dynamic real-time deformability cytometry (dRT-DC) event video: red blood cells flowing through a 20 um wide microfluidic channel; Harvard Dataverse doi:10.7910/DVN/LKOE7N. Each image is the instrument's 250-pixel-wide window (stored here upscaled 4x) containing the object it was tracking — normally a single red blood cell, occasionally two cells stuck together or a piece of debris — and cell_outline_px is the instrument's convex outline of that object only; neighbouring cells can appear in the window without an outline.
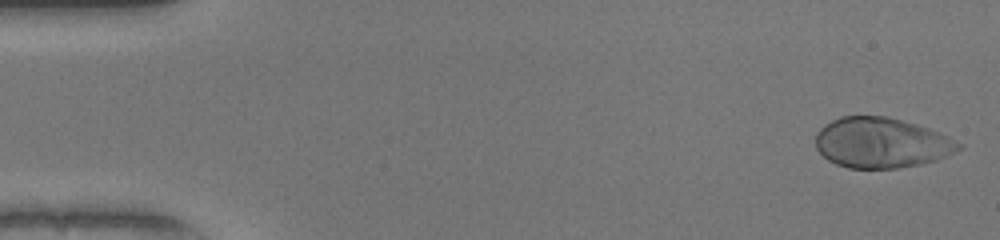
{"species": "human", "species_latin": "Homo sapiens", "temperature_condition": "warm", "stored_images_in_passage": 50, "camera_frame_rate_fps": 3000, "um_per_image_px": 0.085, "donor": {"sex": "female"}, "frame": {"image": 1, "passage_image": 1, "time_ms": 0.0, "image_size_px": [1000, 240], "cell_outline_px": [[960, 148], [948, 156], [936, 160], [920, 164], [900, 168], [848, 168], [836, 164], [828, 160], [816, 148], [816, 132], [824, 124], [840, 116], [888, 116], [916, 124], [928, 128], [948, 136], [960, 144]], "centroid_in_image_um": [74.89, 12.13], "position_along_channel_um": 10.1, "area_um2": 41.91}}
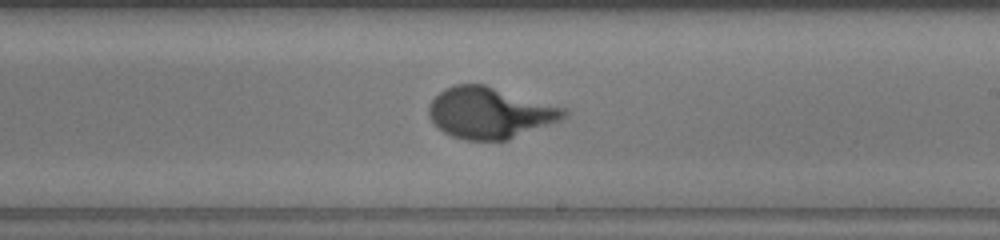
{"frame": {"image": 2, "passage_image": 29, "time_ms": 9.333, "image_size_px": [1000, 240], "cell_outline_px": [[568, 116], [560, 120], [508, 140], [464, 140], [452, 136], [444, 132], [428, 116], [428, 104], [444, 88], [452, 84], [484, 84], [564, 108], [568, 112]], "centroid_in_image_um": [41.61, 9.59], "position_along_channel_um": 247.4, "area_um2": 40.06}}
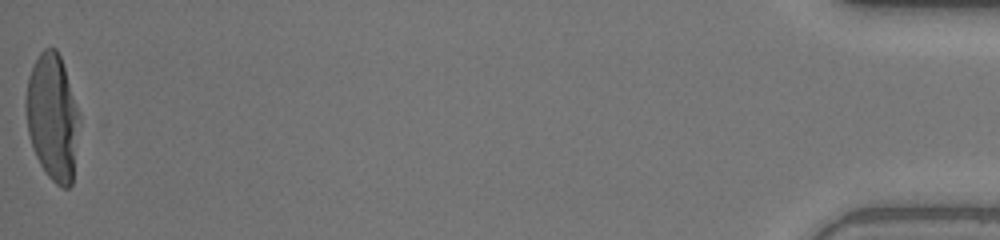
{"frame": {"image": 3, "passage_image": 50, "time_ms": 16.333, "image_size_px": [1000, 240], "cell_outline_px": [[80, 120], [72, 184], [68, 188], [64, 188], [56, 184], [48, 176], [40, 164], [32, 148], [28, 132], [24, 104], [28, 76], [40, 52], [44, 48], [56, 48], [60, 56], [80, 116]], "centroid_in_image_um": [4.45, 9.98], "position_along_channel_um": 430.7, "area_um2": 39.36}, "authors_computed_cell_mechanics": {"area_um2": 39.015, "velocity_mm_per_s": 4.0814, "shape_relaxation_time_tau1_ms": 4.1994, "shape_relaxation_time_tau2_ms": null, "deformation_change_tau1": 0.3073, "deformation_change_tau2": null}}